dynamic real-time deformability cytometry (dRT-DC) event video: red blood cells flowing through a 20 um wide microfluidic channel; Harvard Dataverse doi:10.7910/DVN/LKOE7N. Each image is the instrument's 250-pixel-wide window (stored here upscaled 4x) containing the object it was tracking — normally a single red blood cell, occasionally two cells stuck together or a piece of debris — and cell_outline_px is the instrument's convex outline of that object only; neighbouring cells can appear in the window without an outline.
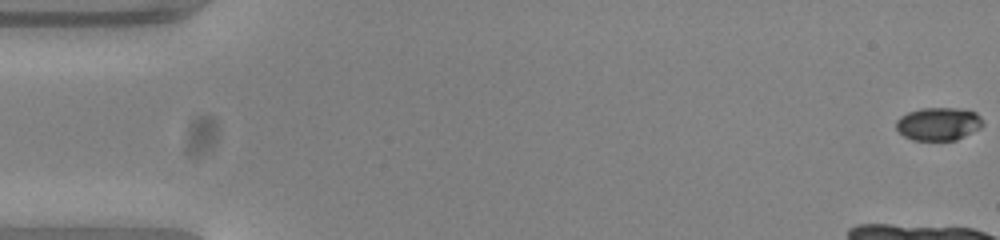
{"species": "common noctule bat (a hibernating species)", "species_latin": "Nyctalus noctula", "temperature_condition": "warm", "stored_images_in_passage": 7, "camera_frame_rate_fps": 3000, "um_per_image_px": 0.085, "animal": {"sex": "female", "body_mass_g": 23.0, "forearm_length_mm": 53.4}, "frame": {"image": 1, "passage_image": 1, "time_ms": 0.0, "image_size_px": [1000, 240], "cell_outline_px": [[984, 124], [980, 128], [956, 140], [912, 140], [904, 136], [896, 128], [896, 120], [900, 116], [908, 112], [920, 108], [960, 108], [976, 112], [984, 120]], "centroid_in_image_um": [79.78, 10.52], "position_along_channel_um": 5.2, "area_um2": 16.82}}